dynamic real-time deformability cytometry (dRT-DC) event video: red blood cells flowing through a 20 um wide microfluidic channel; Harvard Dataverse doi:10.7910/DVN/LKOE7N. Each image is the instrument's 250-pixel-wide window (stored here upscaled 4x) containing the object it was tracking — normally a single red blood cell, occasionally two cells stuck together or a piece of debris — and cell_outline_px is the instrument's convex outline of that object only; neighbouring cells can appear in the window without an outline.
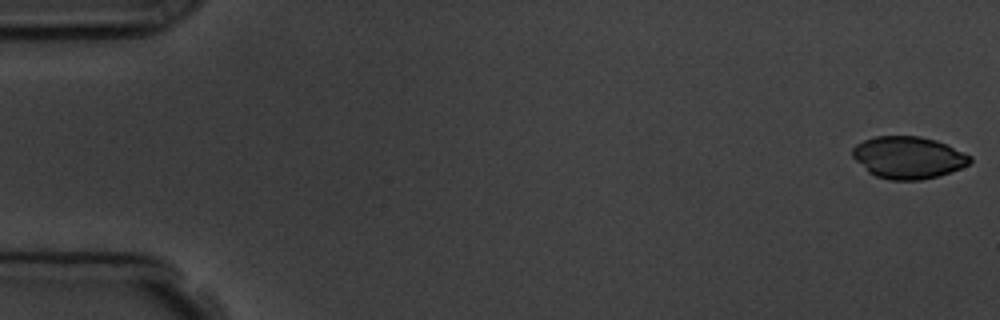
{"species": "common noctule bat (a hibernating species)", "species_latin": "Nyctalus noctula", "temperature_condition": "room temperature", "stored_images_in_passage": 6, "camera_frame_rate_fps": 3000, "um_per_image_px": 0.085, "animal": {"sex": "male", "body_mass_g": 19.5, "forearm_length_mm": 54.6}, "frame": {"image": 1, "passage_image": 1, "time_ms": 0.0, "image_size_px": [1000, 320], "cell_outline_px": [[972, 160], [968, 164], [960, 168], [940, 176], [920, 180], [888, 180], [876, 176], [868, 172], [852, 156], [852, 148], [856, 144], [864, 140], [876, 136], [920, 136], [936, 140], [948, 144], [972, 156]], "centroid_in_image_um": [77.21, 13.39], "position_along_channel_um": 7.8, "area_um2": 29.02}}